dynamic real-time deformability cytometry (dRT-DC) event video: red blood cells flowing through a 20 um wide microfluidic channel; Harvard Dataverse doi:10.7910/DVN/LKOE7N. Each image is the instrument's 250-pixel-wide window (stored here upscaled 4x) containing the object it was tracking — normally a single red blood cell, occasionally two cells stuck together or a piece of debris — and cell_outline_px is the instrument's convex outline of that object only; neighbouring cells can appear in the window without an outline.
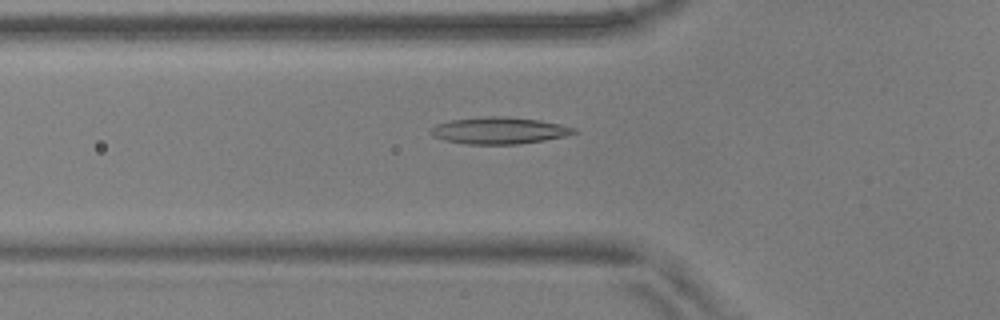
{"species": "common noctule bat (a hibernating species)", "species_latin": "Nyctalus noctula", "temperature_condition": "warm", "stored_images_in_passage": 50, "camera_frame_rate_fps": 3000, "um_per_image_px": 0.085, "animal": {"sex": "male", "body_mass_g": 17.9, "forearm_length_mm": 54.2}, "frame": {"image": 1, "passage_image": 14, "time_ms": 4.333, "image_size_px": [1000, 320], "cell_outline_px": [[580, 132], [564, 136], [544, 140], [516, 144], [468, 144], [444, 140], [432, 136], [428, 132], [436, 124], [452, 120], [488, 116], [508, 116], [540, 120], [560, 124], [576, 128]], "centroid_in_image_um": [42.44, 11.09], "position_along_channel_um": 83.4, "area_um2": 22.37}}
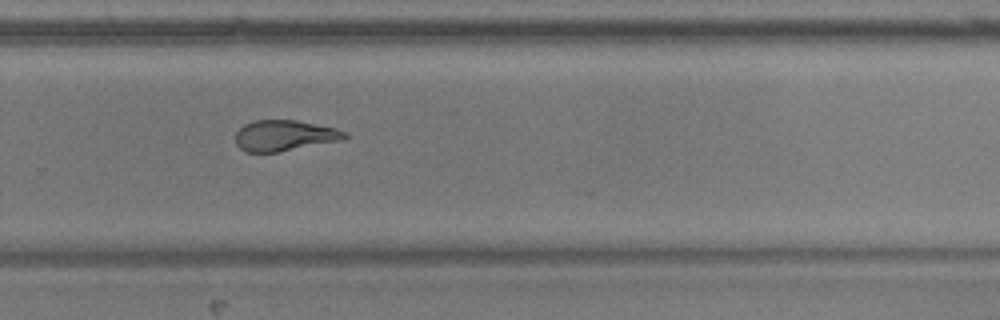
{"frame": {"image": 2, "passage_image": 32, "time_ms": 10.333, "image_size_px": [1000, 320], "cell_outline_px": [[348, 136], [344, 140], [280, 152], [244, 152], [236, 144], [236, 132], [244, 124], [256, 120], [296, 120], [336, 128], [348, 132]], "centroid_in_image_um": [24.21, 11.53], "position_along_channel_um": 305.6, "area_um2": 19.83}}
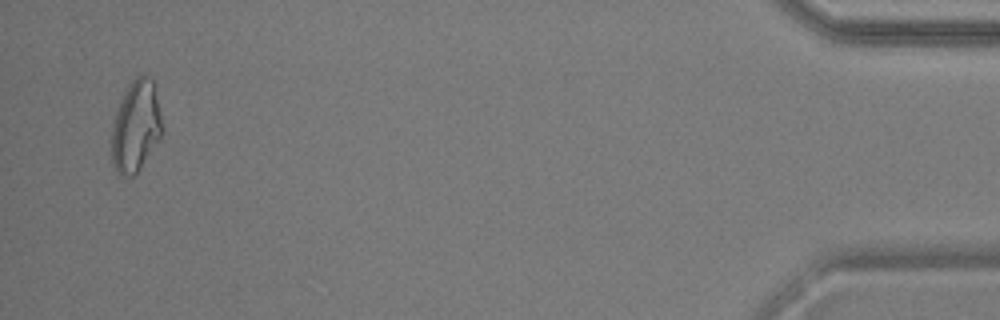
{"frame": {"image": 3, "passage_image": 48, "time_ms": 15.667, "image_size_px": [1000, 320], "cell_outline_px": [[164, 132], [140, 168], [132, 176], [120, 176], [116, 172], [112, 160], [112, 128], [116, 112], [120, 100], [124, 92], [132, 80], [136, 76], [148, 76], [152, 80], [164, 124]], "centroid_in_image_um": [11.56, 10.75], "position_along_channel_um": 423.6, "area_um2": 26.82}, "authors_computed_cell_mechanics": {"area_um2": 21.0681, "velocity_mm_per_s": 3.6989, "shape_relaxation_time_tau1_ms": null, "shape_relaxation_time_tau2_ms": 2.6225, "deformation_change_tau1": null, "deformation_change_tau2": 0.1176}}